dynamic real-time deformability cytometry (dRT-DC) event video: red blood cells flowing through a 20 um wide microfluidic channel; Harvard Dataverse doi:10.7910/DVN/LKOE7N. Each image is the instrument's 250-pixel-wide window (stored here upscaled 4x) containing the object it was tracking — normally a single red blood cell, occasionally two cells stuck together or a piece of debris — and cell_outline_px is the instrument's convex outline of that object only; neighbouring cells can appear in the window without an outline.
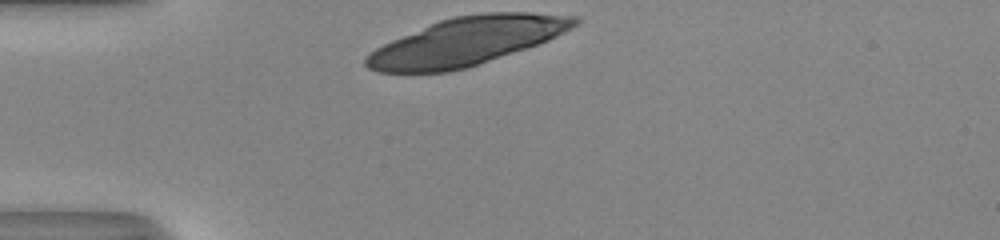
{"species": "human", "species_latin": "Homo sapiens", "temperature_condition": "room temperature", "stored_images_in_passage": 28, "camera_frame_rate_fps": 3000, "um_per_image_px": 0.085, "donor": {"sex": "male"}, "frame": {"image": 1, "passage_image": 1, "time_ms": 0.0, "image_size_px": [1000, 240], "cell_outline_px": [[580, 20], [572, 28], [548, 40], [480, 64], [468, 68], [448, 72], [376, 72], [368, 68], [364, 64], [364, 60], [376, 48], [392, 40], [440, 20], [452, 16], [484, 12], [532, 12], [580, 16]], "centroid_in_image_um": [39.7, 3.5], "position_along_channel_um": 45.3, "area_um2": 58.09}}